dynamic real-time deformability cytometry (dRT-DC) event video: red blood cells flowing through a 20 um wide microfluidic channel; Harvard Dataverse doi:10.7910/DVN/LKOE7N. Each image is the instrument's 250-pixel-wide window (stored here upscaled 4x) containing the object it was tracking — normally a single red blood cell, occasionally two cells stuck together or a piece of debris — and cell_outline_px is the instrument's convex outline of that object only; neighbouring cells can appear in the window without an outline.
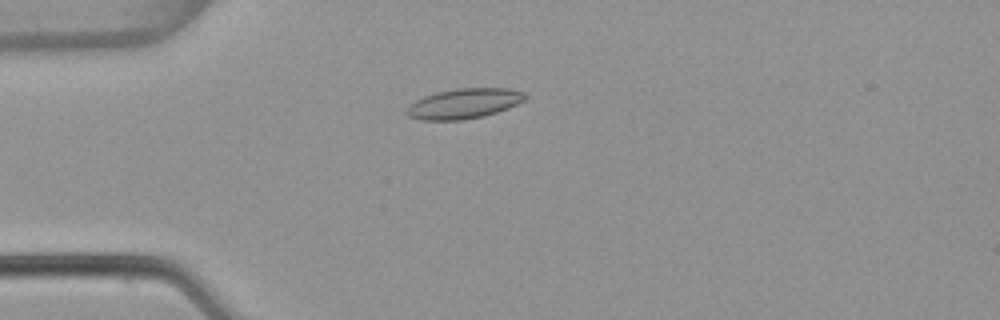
{"species": "common noctule bat (a hibernating species)", "species_latin": "Nyctalus noctula", "temperature_condition": "warm", "stored_images_in_passage": 6, "camera_frame_rate_fps": 3000, "um_per_image_px": 0.085, "animal": {"sex": "female", "body_mass_g": 22.7, "forearm_length_mm": 54.2}, "frame": {"image": 1, "passage_image": 5, "time_ms": 1.333, "image_size_px": [1000, 320], "cell_outline_px": [[528, 96], [524, 100], [508, 108], [484, 116], [464, 120], [420, 120], [408, 116], [404, 112], [416, 100], [424, 96], [436, 92], [456, 88], [508, 88], [524, 92]], "centroid_in_image_um": [39.44, 8.8], "position_along_channel_um": 45.6, "area_um2": 20.81}}
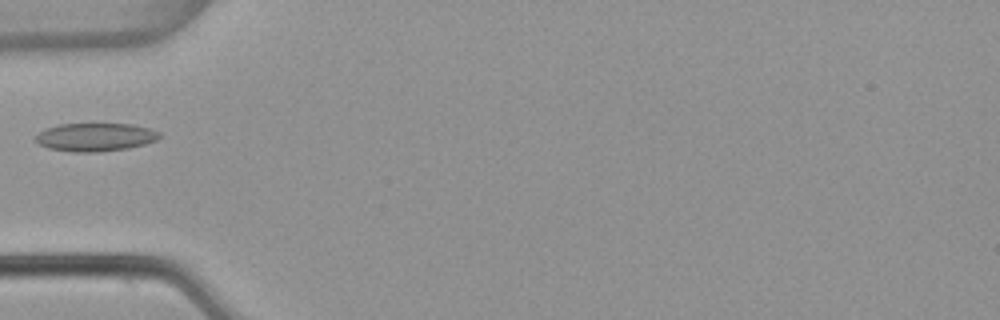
{"frame": {"image": 2, "passage_image": 6, "time_ms": 1.667, "image_size_px": [1000, 320], "cell_outline_px": [[160, 136], [156, 140], [144, 144], [128, 148], [100, 152], [72, 152], [48, 148], [32, 140], [44, 128], [60, 124], [132, 124], [148, 128], [160, 132]], "centroid_in_image_um": [8.07, 11.66], "position_along_channel_um": 76.9, "area_um2": 20.4}}